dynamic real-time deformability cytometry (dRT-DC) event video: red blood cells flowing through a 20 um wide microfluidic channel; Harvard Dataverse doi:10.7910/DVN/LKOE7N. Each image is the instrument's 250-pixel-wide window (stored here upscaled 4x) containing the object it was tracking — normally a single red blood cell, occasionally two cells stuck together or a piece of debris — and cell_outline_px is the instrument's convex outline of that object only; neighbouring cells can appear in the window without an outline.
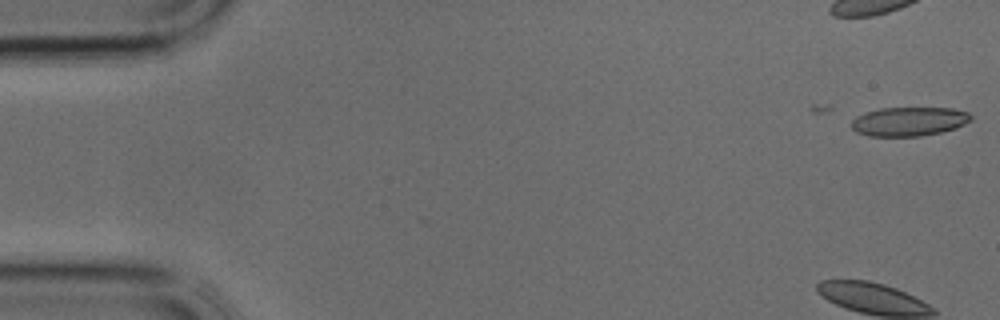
{"species": "common noctule bat (a hibernating species)", "species_latin": "Nyctalus noctula", "temperature_condition": "cold", "stored_images_in_passage": 2, "camera_frame_rate_fps": 3000, "um_per_image_px": 0.085, "animal": {"sex": "male", "body_mass_g": 17.9, "forearm_length_mm": 54.2}, "frame": {"image": 1, "passage_image": 2, "time_ms": 0.333, "image_size_px": [1000, 320], "cell_outline_px": [[972, 120], [956, 128], [940, 132], [920, 136], [868, 136], [856, 132], [852, 128], [852, 120], [856, 116], [864, 112], [880, 108], [952, 108], [968, 112], [972, 116]], "centroid_in_image_um": [77.26, 10.32], "position_along_channel_um": 7.7, "area_um2": 20.29}}